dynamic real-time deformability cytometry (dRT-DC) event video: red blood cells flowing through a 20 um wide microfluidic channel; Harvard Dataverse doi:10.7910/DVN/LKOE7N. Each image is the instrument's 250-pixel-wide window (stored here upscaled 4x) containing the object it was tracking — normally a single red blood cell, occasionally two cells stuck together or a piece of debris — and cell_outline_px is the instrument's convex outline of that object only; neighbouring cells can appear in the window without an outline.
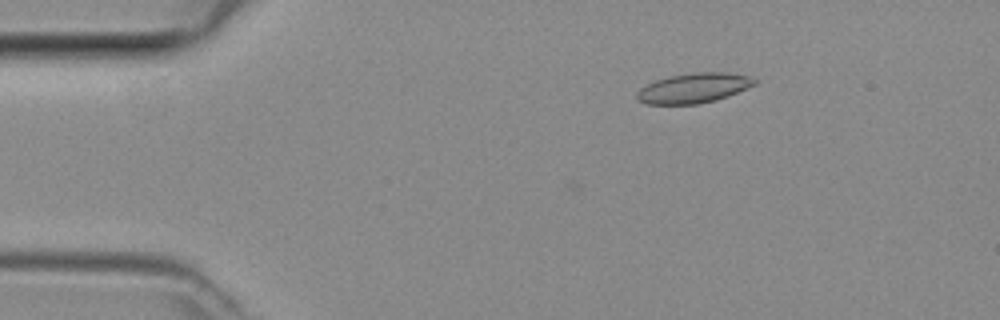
{"species": "common noctule bat (a hibernating species)", "species_latin": "Nyctalus noctula", "temperature_condition": "room temperature", "stored_images_in_passage": 3, "camera_frame_rate_fps": 3000, "um_per_image_px": 0.085, "animal": {"sex": "female", "body_mass_g": 29.2, "forearm_length_mm": 56.3}, "frame": {"image": 1, "passage_image": 1, "time_ms": 0.0, "image_size_px": [1000, 320], "cell_outline_px": [[756, 84], [748, 88], [728, 96], [716, 100], [696, 104], [648, 104], [640, 100], [636, 96], [636, 92], [640, 88], [656, 80], [668, 76], [692, 72], [724, 72], [752, 76], [756, 80]], "centroid_in_image_um": [58.99, 7.47], "position_along_channel_um": 26.0, "area_um2": 20.52}}